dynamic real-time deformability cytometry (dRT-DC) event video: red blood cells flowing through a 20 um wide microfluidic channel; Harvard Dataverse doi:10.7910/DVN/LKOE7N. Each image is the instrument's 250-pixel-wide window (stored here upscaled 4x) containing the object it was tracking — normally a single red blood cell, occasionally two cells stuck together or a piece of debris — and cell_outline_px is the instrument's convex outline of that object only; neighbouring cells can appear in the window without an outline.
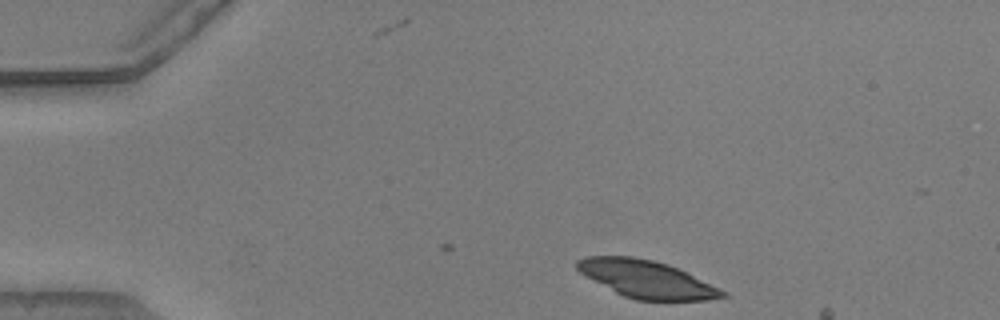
{"species": "common noctule bat (a hibernating species)", "species_latin": "Nyctalus noctula", "temperature_condition": "warm", "stored_images_in_passage": 4, "camera_frame_rate_fps": 3000, "um_per_image_px": 0.085, "animal": {"sex": "male", "body_mass_g": 20.5, "forearm_length_mm": 52.5}, "frame": {"image": 1, "passage_image": 1, "time_ms": 0.0, "image_size_px": [1000, 320], "cell_outline_px": [[728, 296], [708, 300], [636, 300], [624, 296], [616, 292], [580, 272], [576, 268], [576, 260], [584, 256], [632, 256], [652, 260], [668, 264], [720, 288], [728, 292]], "centroid_in_image_um": [54.98, 23.72], "position_along_channel_um": 30.0, "area_um2": 31.39}}